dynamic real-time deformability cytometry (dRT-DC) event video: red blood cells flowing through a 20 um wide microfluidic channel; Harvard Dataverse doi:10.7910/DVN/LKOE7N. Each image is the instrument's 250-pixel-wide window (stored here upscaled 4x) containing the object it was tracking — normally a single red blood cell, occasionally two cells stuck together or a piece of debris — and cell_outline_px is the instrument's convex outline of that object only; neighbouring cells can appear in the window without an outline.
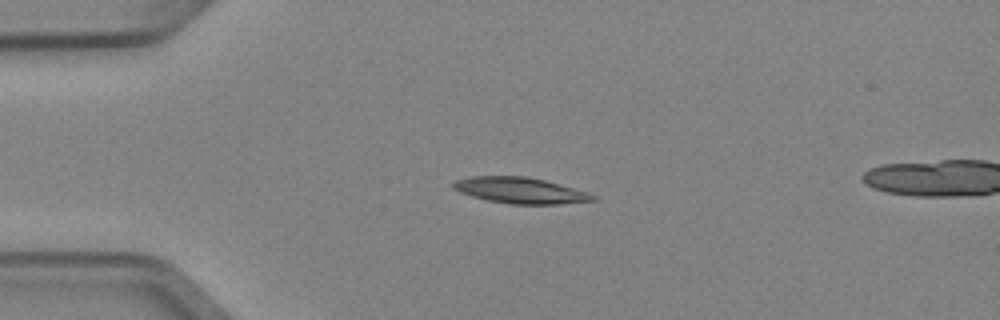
{"species": "Egyptian fruit bat (a non-hibernating species)", "species_latin": "Rousettus aegyptiacus", "temperature_condition": "cold", "stored_images_in_passage": 3, "camera_frame_rate_fps": 3000, "um_per_image_px": 0.085, "animal": {"sex": "female"}, "frame": {"image": 1, "passage_image": 1, "time_ms": 0.0, "image_size_px": [1000, 320], "cell_outline_px": [[596, 200], [560, 204], [508, 204], [488, 200], [472, 196], [460, 192], [452, 188], [452, 184], [456, 180], [472, 176], [528, 176], [544, 180], [588, 192], [596, 196]], "centroid_in_image_um": [44.21, 16.18], "position_along_channel_um": 40.8, "area_um2": 21.1}}